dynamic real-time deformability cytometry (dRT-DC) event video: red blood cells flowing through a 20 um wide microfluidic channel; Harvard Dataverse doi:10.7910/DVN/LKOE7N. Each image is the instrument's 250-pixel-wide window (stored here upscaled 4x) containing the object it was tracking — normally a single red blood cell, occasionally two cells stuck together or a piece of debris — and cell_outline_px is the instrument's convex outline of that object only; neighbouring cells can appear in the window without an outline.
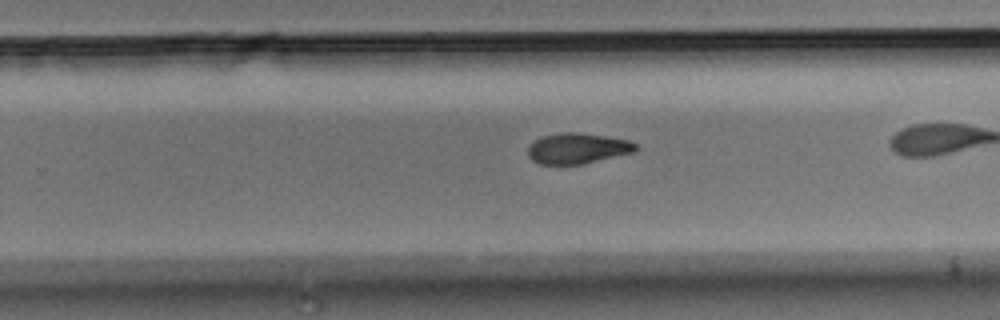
{"species": "Egyptian fruit bat (a non-hibernating species)", "species_latin": "Rousettus aegyptiacus", "temperature_condition": "room temperature", "stored_images_in_passage": 29, "camera_frame_rate_fps": 3000, "um_per_image_px": 0.085, "animal": {"sex": "male"}, "frame": {"image": 1, "passage_image": 21, "time_ms": 6.667, "image_size_px": [1000, 320], "cell_outline_px": [[636, 152], [580, 164], [540, 164], [532, 160], [528, 156], [528, 148], [540, 136], [560, 132], [580, 132], [628, 140], [636, 144]], "centroid_in_image_um": [49.07, 12.6], "position_along_channel_um": 280.7, "area_um2": 19.13}}